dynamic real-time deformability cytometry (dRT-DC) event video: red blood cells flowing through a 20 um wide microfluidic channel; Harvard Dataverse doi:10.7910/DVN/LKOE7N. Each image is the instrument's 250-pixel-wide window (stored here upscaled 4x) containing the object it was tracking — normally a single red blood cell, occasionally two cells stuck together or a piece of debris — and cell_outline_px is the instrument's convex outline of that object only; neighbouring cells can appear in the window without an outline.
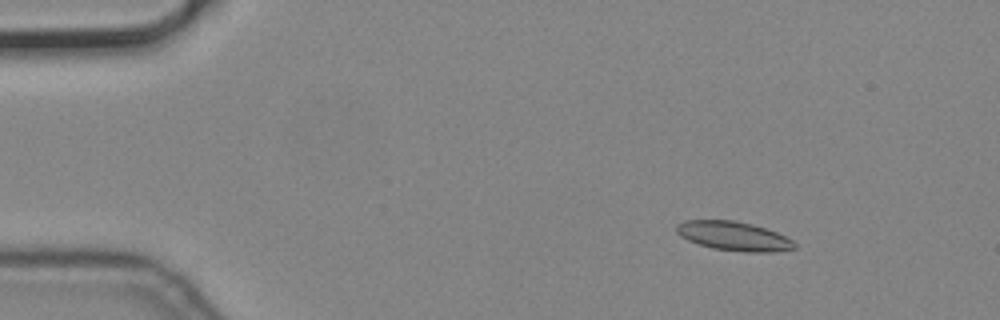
{"species": "common noctule bat (a hibernating species)", "species_latin": "Nyctalus noctula", "temperature_condition": "cold", "stored_images_in_passage": 5, "camera_frame_rate_fps": 3000, "um_per_image_px": 0.085, "animal": {"sex": "male", "body_mass_g": 19.2, "forearm_length_mm": 51.8}, "frame": {"image": 1, "passage_image": 2, "time_ms": 0.333, "image_size_px": [1000, 320], "cell_outline_px": [[796, 248], [776, 252], [744, 252], [712, 248], [688, 240], [680, 236], [676, 232], [676, 224], [684, 220], [736, 220], [752, 224], [776, 232], [792, 240], [796, 244]], "centroid_in_image_um": [62.35, 20.06], "position_along_channel_um": 22.6, "area_um2": 20.06}}